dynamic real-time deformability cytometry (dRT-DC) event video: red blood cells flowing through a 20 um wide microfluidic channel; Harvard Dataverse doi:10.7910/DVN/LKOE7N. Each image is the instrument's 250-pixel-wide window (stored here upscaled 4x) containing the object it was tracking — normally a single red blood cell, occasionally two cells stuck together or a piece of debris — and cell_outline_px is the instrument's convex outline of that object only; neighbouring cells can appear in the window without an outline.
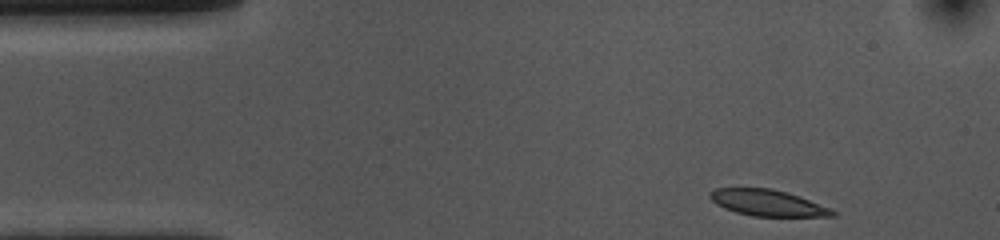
{"species": "common noctule bat (a hibernating species)", "species_latin": "Nyctalus noctula", "temperature_condition": "cold", "stored_images_in_passage": 41, "camera_frame_rate_fps": 3000, "um_per_image_px": 0.085, "animal": {"sex": "female", "body_mass_g": 10.0, "forearm_length_mm": 53.1}, "frame": {"image": 1, "passage_image": 1, "time_ms": 0.0, "image_size_px": [1000, 240], "cell_outline_px": [[836, 216], [752, 216], [736, 212], [724, 208], [716, 204], [708, 196], [708, 192], [716, 188], [772, 188], [788, 192], [800, 196], [828, 208], [836, 212]], "centroid_in_image_um": [65.2, 17.23], "position_along_channel_um": 19.8, "area_um2": 18.67}}
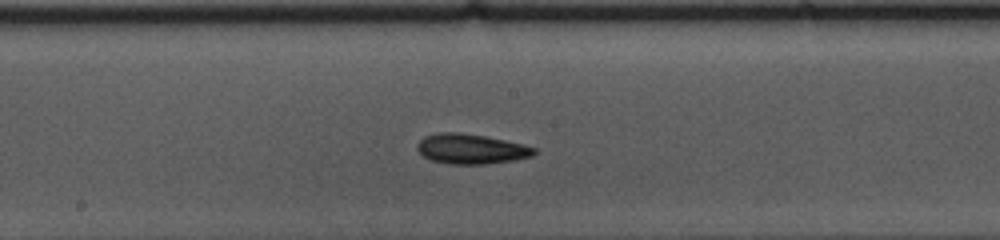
{"frame": {"image": 2, "passage_image": 22, "time_ms": 7.0, "image_size_px": [1000, 240], "cell_outline_px": [[536, 152], [532, 156], [512, 160], [484, 164], [452, 164], [432, 160], [424, 156], [416, 148], [416, 144], [424, 136], [436, 132], [456, 132], [484, 136], [524, 144], [536, 148]], "centroid_in_image_um": [40.02, 12.65], "position_along_channel_um": 208.2, "area_um2": 20.29}}
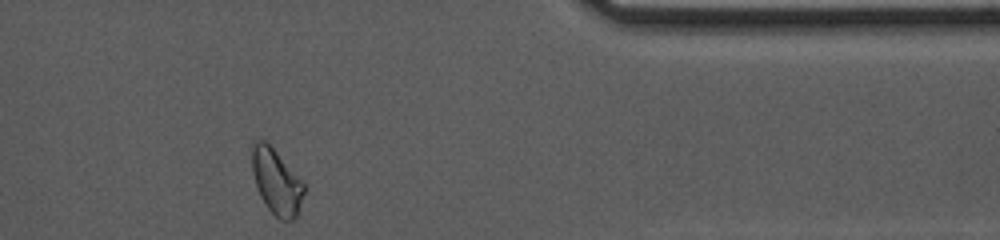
{"frame": {"image": 3, "passage_image": 39, "time_ms": 12.667, "image_size_px": [1000, 240], "cell_outline_px": [[304, 192], [296, 216], [292, 220], [280, 220], [268, 208], [260, 196], [252, 172], [252, 140], [264, 140], [276, 152], [304, 184]], "centroid_in_image_um": [23.47, 15.44], "position_along_channel_um": 387.9, "area_um2": 19.25}, "authors_computed_cell_mechanics": {"area_um2": 19.7676, "velocity_mm_per_s": 3.6242, "shape_relaxation_time_tau1_ms": 2.82, "shape_relaxation_time_tau2_ms": 3.0601, "deformation_change_tau1": 0.1022, "deformation_change_tau2": 0.0926}}